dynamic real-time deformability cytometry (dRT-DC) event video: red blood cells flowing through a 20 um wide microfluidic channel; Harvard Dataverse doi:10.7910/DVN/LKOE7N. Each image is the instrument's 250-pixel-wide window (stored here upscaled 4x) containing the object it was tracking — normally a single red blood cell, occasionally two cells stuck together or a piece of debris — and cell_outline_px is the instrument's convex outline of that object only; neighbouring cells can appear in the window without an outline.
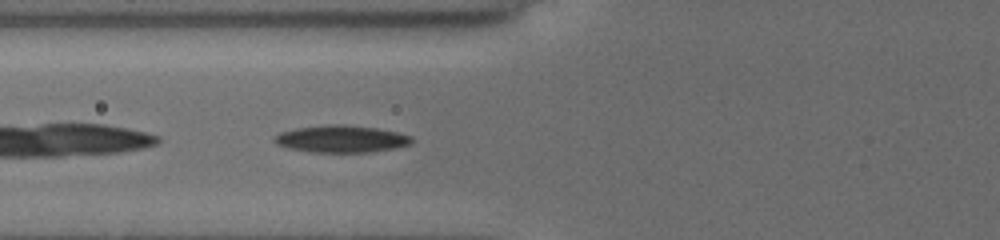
{"species": "common noctule bat (a hibernating species)", "species_latin": "Nyctalus noctula", "temperature_condition": "cold", "stored_images_in_passage": 35, "camera_frame_rate_fps": 3000, "um_per_image_px": 0.085, "animal": {"sex": "female", "body_mass_g": 19.5, "forearm_length_mm": 54.1}, "frame": {"image": 1, "passage_image": 3, "time_ms": 0.667, "image_size_px": [1000, 240], "cell_outline_px": [[412, 140], [408, 144], [396, 148], [372, 152], [312, 152], [288, 148], [276, 144], [272, 140], [272, 136], [280, 132], [296, 128], [332, 124], [340, 124], [376, 128], [396, 132], [412, 136]], "centroid_in_image_um": [28.96, 11.81], "position_along_channel_um": 96.8, "area_um2": 21.68}}
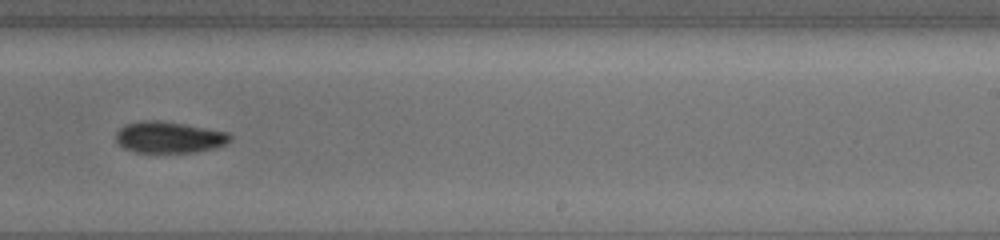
{"frame": {"image": 2, "passage_image": 17, "time_ms": 5.333, "image_size_px": [1000, 240], "cell_outline_px": [[232, 136], [224, 144], [216, 148], [196, 152], [132, 152], [124, 148], [116, 140], [116, 132], [120, 128], [128, 124], [148, 120], [156, 120], [184, 124], [228, 132]], "centroid_in_image_um": [14.37, 11.68], "position_along_channel_um": 274.6, "area_um2": 20.63}}
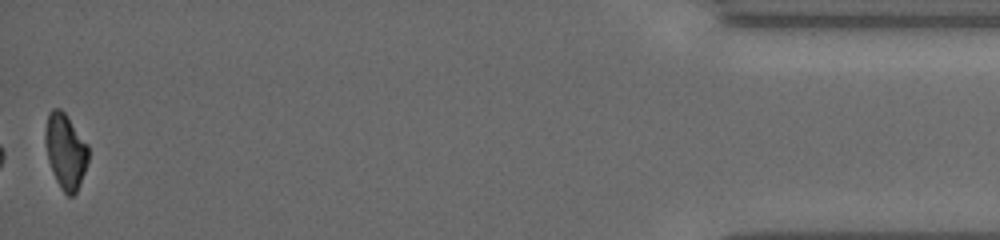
{"frame": {"image": 3, "passage_image": 35, "time_ms": 11.333, "image_size_px": [1000, 240], "cell_outline_px": [[88, 160], [80, 184], [76, 192], [72, 196], [68, 196], [60, 188], [56, 180], [48, 160], [44, 140], [44, 136], [48, 112], [52, 108], [60, 108], [64, 112], [88, 144]], "centroid_in_image_um": [5.56, 12.83], "position_along_channel_um": 429.6, "area_um2": 18.84}, "authors_computed_cell_mechanics": {"area_um2": 20.6346, "velocity_mm_per_s": 3.8182, "shape_relaxation_time_tau1_ms": 4.9167, "shape_relaxation_time_tau2_ms": null, "deformation_change_tau1": 0.1667, "deformation_change_tau2": null}}